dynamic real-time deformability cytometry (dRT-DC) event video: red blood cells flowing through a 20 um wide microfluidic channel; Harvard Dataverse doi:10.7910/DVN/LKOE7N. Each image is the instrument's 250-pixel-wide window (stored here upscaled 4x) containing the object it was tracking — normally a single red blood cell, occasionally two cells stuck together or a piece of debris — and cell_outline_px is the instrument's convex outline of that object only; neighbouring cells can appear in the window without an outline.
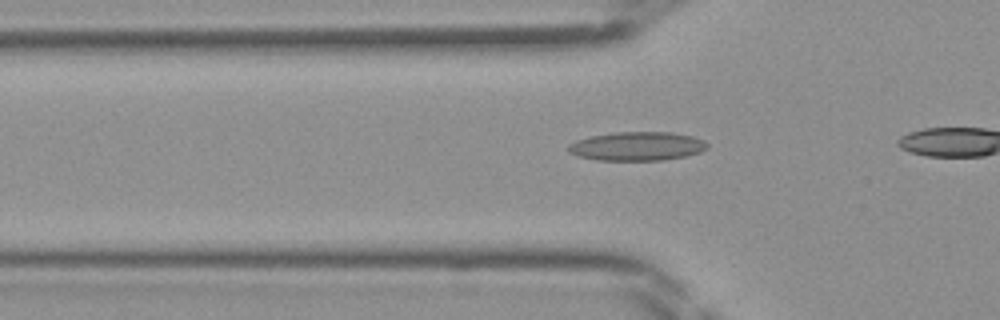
{"species": "Egyptian fruit bat (a non-hibernating species)", "species_latin": "Rousettus aegyptiacus", "temperature_condition": "room temperature", "stored_images_in_passage": 17, "camera_frame_rate_fps": 3000, "um_per_image_px": 0.085, "frame": {"image": 1, "passage_image": 12, "time_ms": 3.667, "image_size_px": [1000, 320], "cell_outline_px": [[708, 148], [700, 152], [684, 156], [664, 160], [596, 160], [580, 156], [568, 152], [568, 144], [576, 140], [592, 136], [616, 132], [672, 132], [692, 136], [704, 140], [708, 144]], "centroid_in_image_um": [54.17, 12.42], "position_along_channel_um": 71.6, "area_um2": 23.29}}
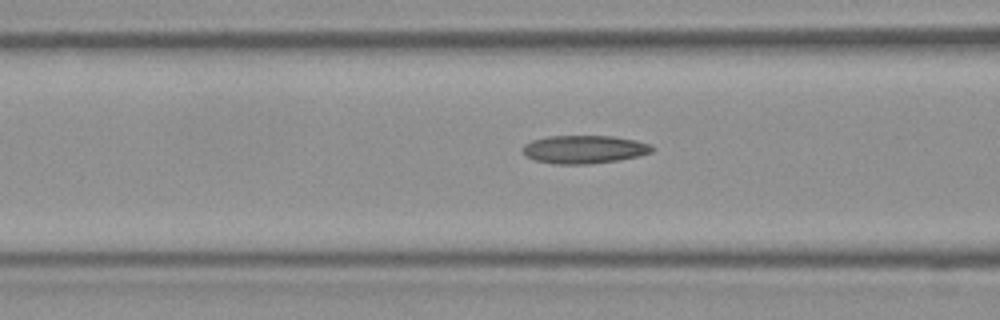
{"frame": {"image": 2, "passage_image": 15, "time_ms": 4.667, "image_size_px": [1000, 320], "cell_outline_px": [[656, 148], [652, 152], [640, 156], [620, 160], [588, 164], [556, 164], [536, 160], [524, 156], [520, 152], [520, 148], [524, 144], [532, 140], [548, 136], [616, 136], [636, 140], [652, 144]], "centroid_in_image_um": [49.66, 12.69], "position_along_channel_um": 116.9, "area_um2": 21.68}}